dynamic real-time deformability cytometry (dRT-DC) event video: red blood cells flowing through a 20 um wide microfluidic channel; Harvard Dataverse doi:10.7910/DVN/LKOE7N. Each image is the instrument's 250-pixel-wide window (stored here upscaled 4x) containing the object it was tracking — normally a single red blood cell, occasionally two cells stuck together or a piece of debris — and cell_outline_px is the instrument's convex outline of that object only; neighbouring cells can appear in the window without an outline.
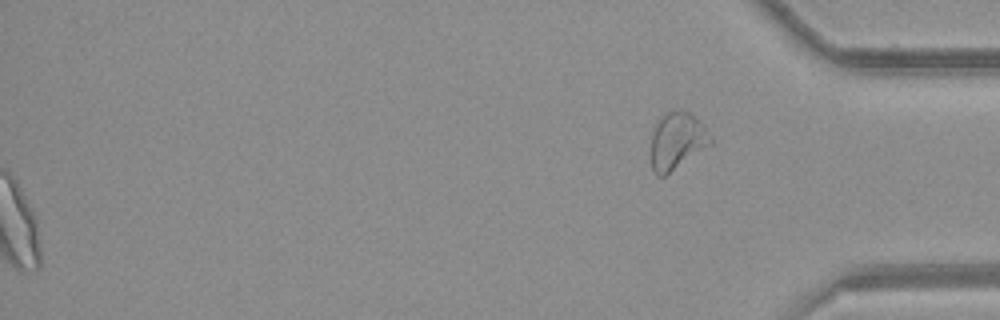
{"species": "common noctule bat (a hibernating species)", "species_latin": "Nyctalus noctula", "temperature_condition": "room temperature", "stored_images_in_passage": 46, "segment_of_instrument_passage": [2, 2], "camera_frame_rate_fps": 3000, "um_per_image_px": 0.085, "animal": {"sex": "female", "body_mass_g": 21.9}, "frame": {"image": 1, "passage_image": 46, "time_ms": 15.0, "image_size_px": [1000, 320], "cell_outline_px": [[712, 144], [664, 176], [656, 176], [652, 168], [652, 132], [656, 124], [668, 112], [688, 112], [704, 124], [712, 140]], "centroid_in_image_um": [57.56, 12.01], "position_along_channel_um": 377.6, "area_um2": 19.25}}